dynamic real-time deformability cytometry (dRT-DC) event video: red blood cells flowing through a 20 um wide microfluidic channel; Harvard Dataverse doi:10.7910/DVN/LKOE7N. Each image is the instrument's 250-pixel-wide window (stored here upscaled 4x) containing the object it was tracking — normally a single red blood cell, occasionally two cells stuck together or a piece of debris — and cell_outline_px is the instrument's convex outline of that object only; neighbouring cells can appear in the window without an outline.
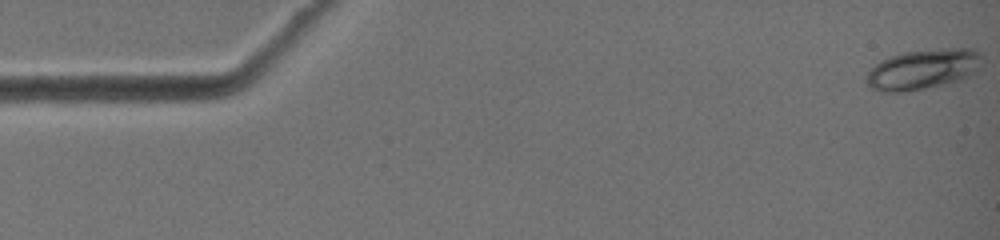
{"species": "common noctule bat (a hibernating species)", "species_latin": "Nyctalus noctula", "temperature_condition": "warm", "stored_images_in_passage": 3, "camera_frame_rate_fps": 3000, "um_per_image_px": 0.085, "animal": {"sex": "female", "body_mass_g": 19.0, "forearm_length_mm": 51.5}, "frame": {"image": 1, "passage_image": 1, "time_ms": 0.0, "image_size_px": [1000, 240], "cell_outline_px": [[980, 68], [976, 72], [964, 80], [924, 88], [900, 92], [880, 92], [868, 88], [864, 80], [864, 76], [880, 60], [904, 52], [952, 48], [968, 48], [980, 52]], "centroid_in_image_um": [78.42, 5.91], "position_along_channel_um": 6.6, "area_um2": 27.22}}